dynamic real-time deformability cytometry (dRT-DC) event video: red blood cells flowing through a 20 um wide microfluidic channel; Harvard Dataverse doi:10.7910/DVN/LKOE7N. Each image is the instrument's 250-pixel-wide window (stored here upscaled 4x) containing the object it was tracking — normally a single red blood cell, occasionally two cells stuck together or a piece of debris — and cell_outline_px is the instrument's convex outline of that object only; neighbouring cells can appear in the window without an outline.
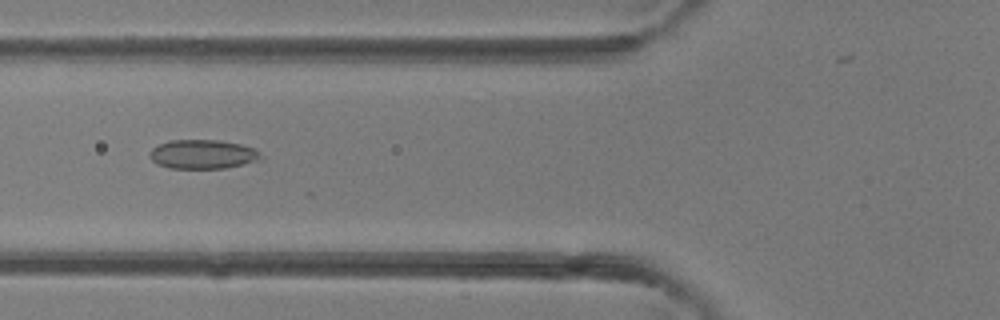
{"species": "common noctule bat (a hibernating species)", "species_latin": "Nyctalus noctula", "temperature_condition": "room temperature", "stored_images_in_passage": 28, "camera_frame_rate_fps": 3000, "um_per_image_px": 0.085, "animal": {"sex": "female"}, "frame": {"image": 1, "passage_image": 8, "time_ms": 2.333, "image_size_px": [1000, 320], "cell_outline_px": [[264, 160], [224, 168], [168, 168], [152, 160], [152, 148], [168, 140], [220, 140], [240, 144], [252, 148], [260, 152], [264, 156]], "centroid_in_image_um": [17.32, 13.11], "position_along_channel_um": 108.5, "area_um2": 18.79}}
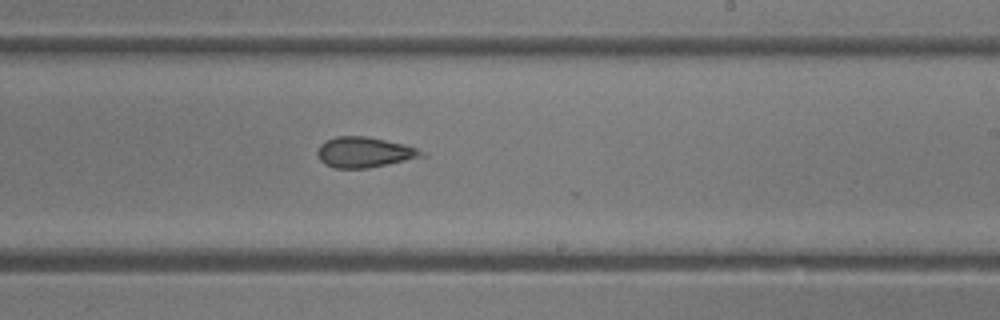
{"frame": {"image": 2, "passage_image": 17, "time_ms": 5.333, "image_size_px": [1000, 320], "cell_outline_px": [[428, 156], [368, 168], [336, 168], [324, 164], [320, 160], [316, 152], [320, 144], [336, 136], [368, 136], [404, 144], [428, 152]], "centroid_in_image_um": [31.01, 12.94], "position_along_channel_um": 258.0, "area_um2": 18.67}}
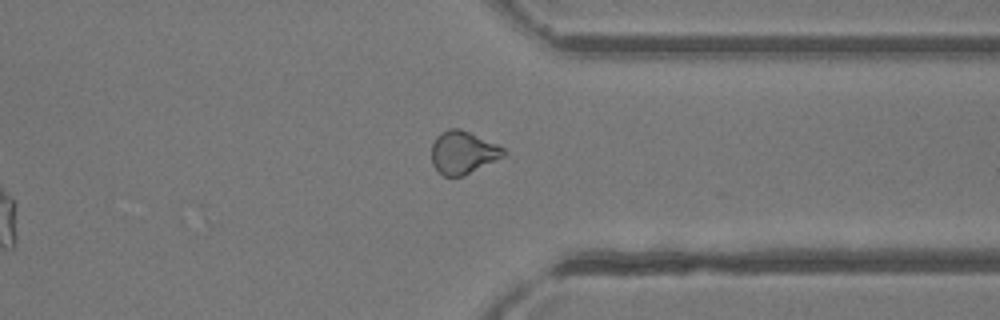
{"frame": {"image": 3, "passage_image": 24, "time_ms": 7.667, "image_size_px": [1000, 320], "cell_outline_px": [[504, 156], [464, 176], [444, 176], [432, 164], [432, 144], [436, 136], [440, 132], [448, 128], [460, 128], [496, 144], [504, 148]], "centroid_in_image_um": [39.32, 12.95], "position_along_channel_um": 372.1, "area_um2": 17.8}}